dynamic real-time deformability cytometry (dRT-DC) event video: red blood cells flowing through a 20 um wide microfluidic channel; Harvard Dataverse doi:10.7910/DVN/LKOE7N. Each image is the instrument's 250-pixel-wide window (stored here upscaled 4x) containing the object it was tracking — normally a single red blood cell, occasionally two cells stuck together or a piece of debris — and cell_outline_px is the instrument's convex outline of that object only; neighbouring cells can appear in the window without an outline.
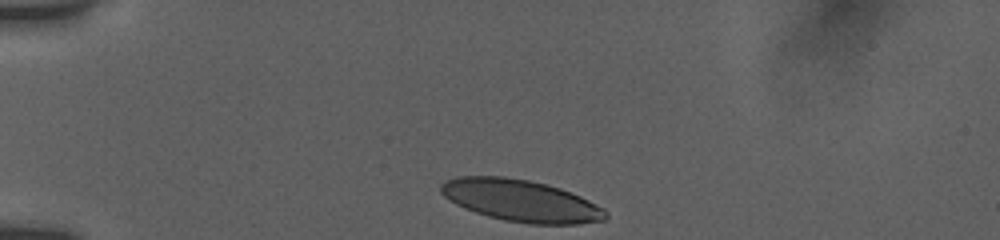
{"species": "human", "species_latin": "Homo sapiens", "temperature_condition": "room temperature", "stored_images_in_passage": 34, "camera_frame_rate_fps": 3000, "um_per_image_px": 0.085, "donor": {"sex": "female"}, "frame": {"image": 1, "passage_image": 1, "time_ms": 0.0, "image_size_px": [1000, 240], "cell_outline_px": [[608, 216], [604, 220], [580, 224], [528, 224], [504, 220], [488, 216], [464, 208], [456, 204], [444, 196], [440, 192], [440, 184], [444, 180], [456, 176], [504, 176], [528, 180], [548, 184], [560, 188], [580, 196], [604, 208], [608, 212]], "centroid_in_image_um": [44.27, 17.05], "position_along_channel_um": 40.7, "area_um2": 40.4}}
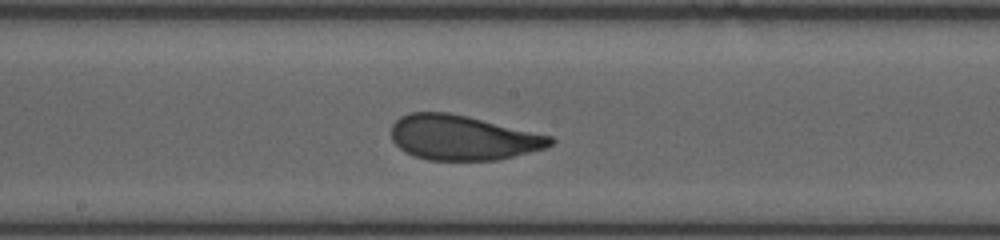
{"frame": {"image": 2, "passage_image": 18, "time_ms": 5.667, "image_size_px": [1000, 240], "cell_outline_px": [[556, 140], [552, 144], [544, 148], [496, 160], [428, 160], [412, 156], [404, 152], [392, 140], [392, 124], [400, 116], [412, 112], [448, 112], [468, 116], [552, 136]], "centroid_in_image_um": [39.3, 11.7], "position_along_channel_um": 208.9, "area_um2": 41.5}}
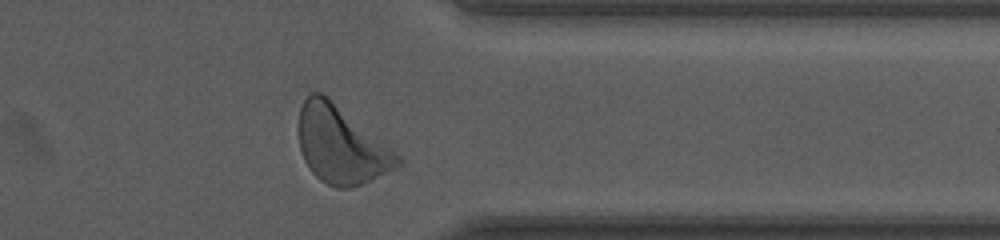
{"frame": {"image": 3, "passage_image": 32, "time_ms": 10.333, "image_size_px": [1000, 240], "cell_outline_px": [[404, 164], [388, 172], [360, 184], [348, 188], [336, 188], [320, 180], [308, 168], [300, 152], [300, 108], [304, 100], [312, 92], [320, 92], [328, 96], [392, 148], [404, 160]], "centroid_in_image_um": [29.02, 12.32], "position_along_channel_um": 382.4, "area_um2": 44.39}, "authors_computed_cell_mechanics": {"area_um2": 41.3848, "velocity_mm_per_s": 3.8156, "shape_relaxation_time_tau1_ms": 3.1275, "shape_relaxation_time_tau2_ms": 0.8693, "deformation_change_tau1": 0.1391, "deformation_change_tau2": 0.0834}}